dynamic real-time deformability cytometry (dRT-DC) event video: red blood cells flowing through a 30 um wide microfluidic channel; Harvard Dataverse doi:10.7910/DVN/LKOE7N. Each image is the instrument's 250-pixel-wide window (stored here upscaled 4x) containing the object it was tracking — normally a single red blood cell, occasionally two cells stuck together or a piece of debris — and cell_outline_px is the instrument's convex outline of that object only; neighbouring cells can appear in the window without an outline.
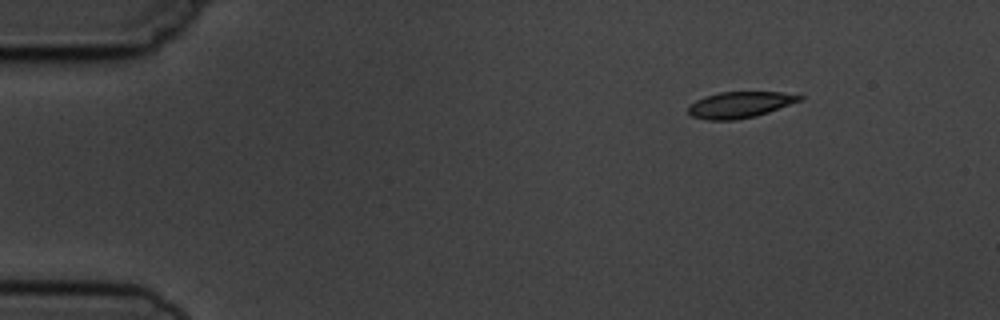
{"species": "common noctule bat (a hibernating species)", "species_latin": "Nyctalus noctula", "temperature_condition": "cold", "stored_images_in_passage": 8, "camera_frame_rate_fps": 3000, "um_per_image_px": 0.085, "animal": {"sex": "male", "body_mass_g": 19.5, "forearm_length_mm": 54.6}, "frame": {"image": 1, "passage_image": 1, "time_ms": 0.0, "image_size_px": [1000, 320], "cell_outline_px": [[804, 100], [756, 116], [736, 120], [708, 120], [692, 116], [688, 112], [688, 104], [704, 96], [720, 92], [780, 92], [804, 96]], "centroid_in_image_um": [62.89, 8.9], "position_along_channel_um": 22.1, "area_um2": 17.11}}
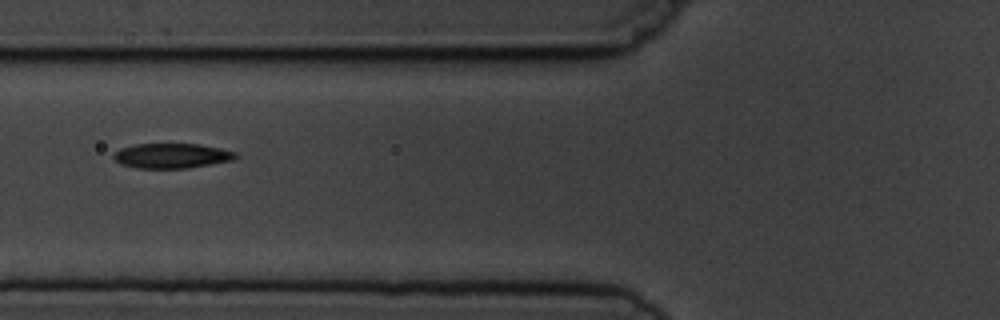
{"frame": {"image": 2, "passage_image": 5, "time_ms": 4.667, "image_size_px": [1000, 320], "cell_outline_px": [[240, 156], [232, 160], [188, 168], [136, 168], [120, 164], [112, 156], [120, 148], [136, 144], [200, 144], [220, 148], [236, 152]], "centroid_in_image_um": [14.61, 13.24], "position_along_channel_um": 111.2, "area_um2": 17.69}}
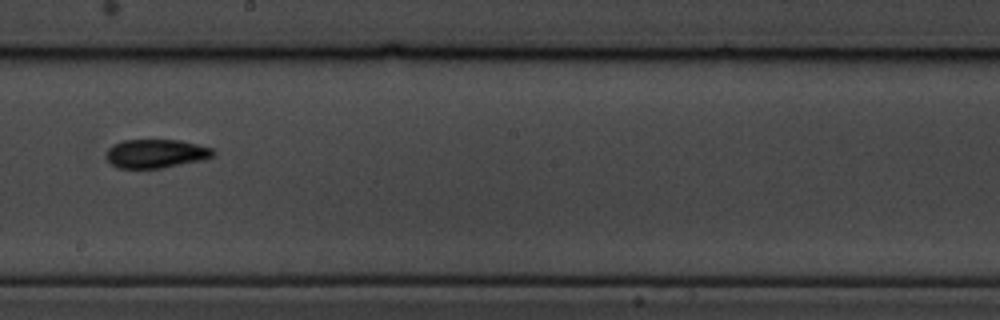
{"frame": {"image": 3, "passage_image": 8, "time_ms": 8.0, "image_size_px": [1000, 320], "cell_outline_px": [[216, 152], [212, 156], [204, 160], [160, 168], [116, 168], [108, 160], [108, 148], [112, 144], [124, 140], [180, 140], [212, 148]], "centroid_in_image_um": [13.27, 13.05], "position_along_channel_um": 234.9, "area_um2": 17.8}}